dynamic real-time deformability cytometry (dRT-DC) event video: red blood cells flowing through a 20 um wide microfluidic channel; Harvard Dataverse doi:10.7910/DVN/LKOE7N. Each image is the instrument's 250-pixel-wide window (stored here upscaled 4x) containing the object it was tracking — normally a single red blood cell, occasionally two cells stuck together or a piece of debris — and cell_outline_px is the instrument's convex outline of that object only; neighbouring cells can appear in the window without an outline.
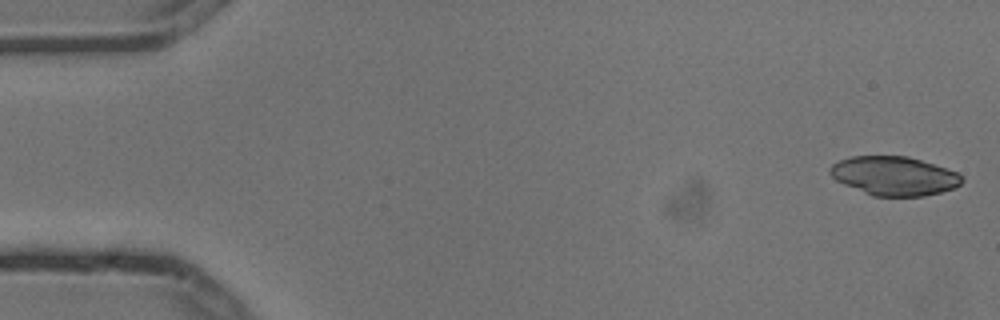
{"species": "common noctule bat (a hibernating species)", "species_latin": "Nyctalus noctula", "temperature_condition": "cold", "stored_images_in_passage": 5, "camera_frame_rate_fps": 3000, "um_per_image_px": 0.085, "animal": {"sex": "male", "body_mass_g": 13.3}, "frame": {"image": 1, "passage_image": 1, "time_ms": 0.0, "image_size_px": [1000, 320], "cell_outline_px": [[964, 180], [956, 188], [924, 196], [872, 196], [844, 184], [836, 180], [828, 172], [832, 164], [840, 160], [852, 156], [908, 156], [956, 172], [964, 176]], "centroid_in_image_um": [76.0, 14.96], "position_along_channel_um": 9.0, "area_um2": 29.82}}